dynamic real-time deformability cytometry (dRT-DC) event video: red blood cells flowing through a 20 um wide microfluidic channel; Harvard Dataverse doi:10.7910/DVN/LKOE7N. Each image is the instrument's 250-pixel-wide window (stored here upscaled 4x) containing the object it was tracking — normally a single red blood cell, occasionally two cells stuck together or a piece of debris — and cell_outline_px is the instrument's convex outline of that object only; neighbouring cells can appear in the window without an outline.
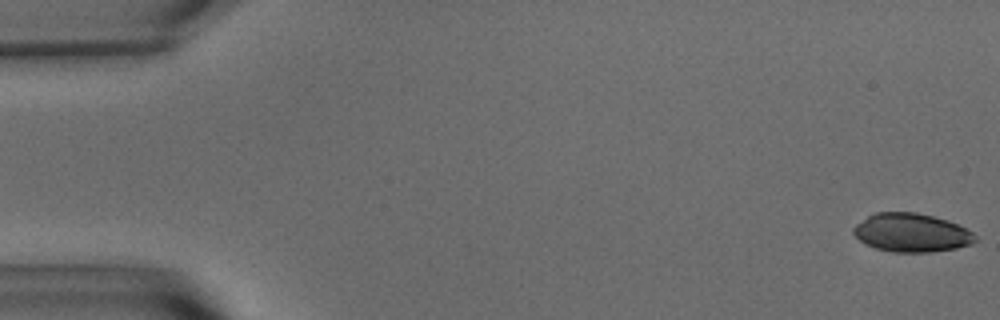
{"species": "common noctule bat (a hibernating species)", "species_latin": "Nyctalus noctula", "temperature_condition": "warm", "stored_images_in_passage": 56, "camera_frame_rate_fps": 3000, "um_per_image_px": 0.085, "animal": {"sex": "male", "body_mass_g": 15.6}, "frame": {"image": 1, "passage_image": 1, "time_ms": 0.0, "image_size_px": [1000, 320], "cell_outline_px": [[976, 240], [972, 244], [956, 248], [932, 252], [892, 252], [876, 248], [864, 244], [852, 232], [852, 228], [856, 224], [868, 216], [876, 212], [916, 212], [948, 220], [972, 232], [976, 236]], "centroid_in_image_um": [77.46, 19.78], "position_along_channel_um": 7.5, "area_um2": 27.34}}
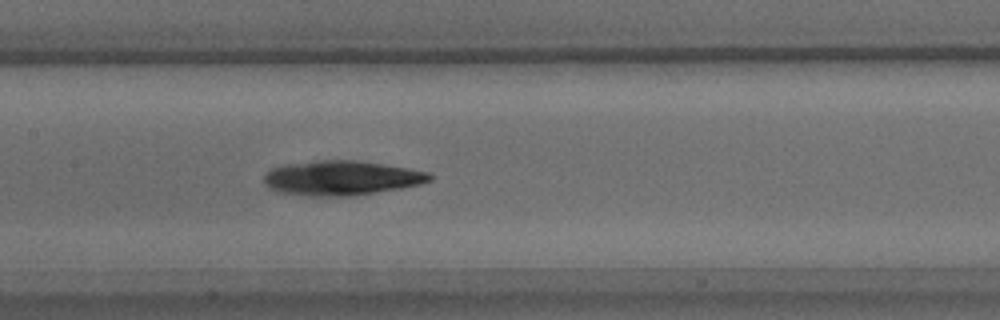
{"frame": {"image": 2, "passage_image": 27, "time_ms": 8.667, "image_size_px": [1000, 320], "cell_outline_px": [[432, 180], [420, 184], [400, 188], [352, 196], [308, 196], [276, 192], [268, 188], [264, 184], [264, 176], [272, 168], [284, 164], [320, 160], [356, 160], [384, 164], [408, 168], [428, 172], [432, 176]], "centroid_in_image_um": [28.98, 15.13], "position_along_channel_um": 178.4, "area_um2": 33.52}}
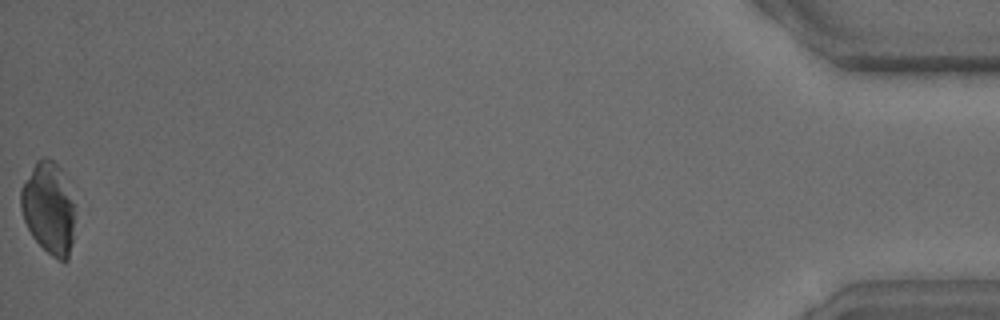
{"frame": {"image": 3, "passage_image": 56, "time_ms": 18.333, "image_size_px": [1000, 320], "cell_outline_px": [[76, 204], [72, 244], [68, 260], [60, 260], [52, 256], [32, 236], [24, 220], [20, 208], [20, 188], [24, 180], [36, 160], [44, 156], [48, 156], [60, 168]], "centroid_in_image_um": [4.15, 17.66], "position_along_channel_um": 431.1, "area_um2": 29.36}}